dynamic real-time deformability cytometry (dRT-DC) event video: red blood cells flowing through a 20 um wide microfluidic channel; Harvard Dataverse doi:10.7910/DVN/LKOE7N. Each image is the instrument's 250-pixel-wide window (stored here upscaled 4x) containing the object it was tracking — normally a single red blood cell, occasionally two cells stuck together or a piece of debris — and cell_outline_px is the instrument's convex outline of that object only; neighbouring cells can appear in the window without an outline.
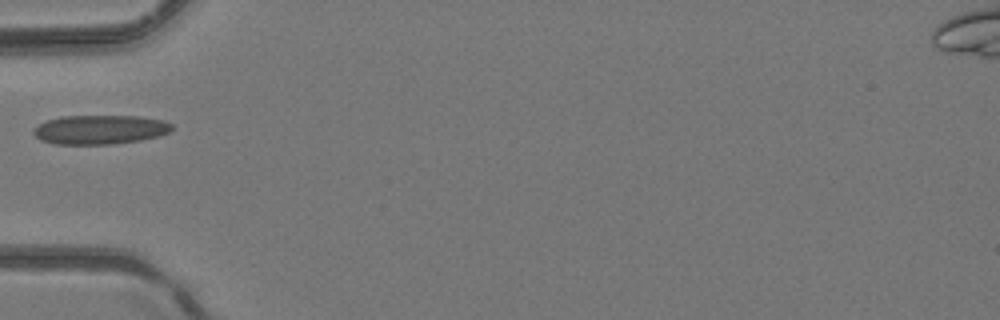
{"species": "common noctule bat (a hibernating species)", "species_latin": "Nyctalus noctula", "temperature_condition": "room temperature", "stored_images_in_passage": 1, "camera_frame_rate_fps": 3000, "um_per_image_px": 0.085, "animal": {"sex": "female", "body_mass_g": 24.6, "forearm_length_mm": 56.2}, "frame": {"image": 1, "passage_image": 1, "time_ms": 0.0, "image_size_px": [1000, 320], "cell_outline_px": [[172, 128], [168, 132], [160, 136], [140, 140], [112, 144], [52, 144], [40, 140], [32, 132], [32, 128], [48, 120], [64, 116], [140, 116], [164, 120], [172, 124]], "centroid_in_image_um": [8.49, 11.02], "position_along_channel_um": 76.5, "area_um2": 23.58}}